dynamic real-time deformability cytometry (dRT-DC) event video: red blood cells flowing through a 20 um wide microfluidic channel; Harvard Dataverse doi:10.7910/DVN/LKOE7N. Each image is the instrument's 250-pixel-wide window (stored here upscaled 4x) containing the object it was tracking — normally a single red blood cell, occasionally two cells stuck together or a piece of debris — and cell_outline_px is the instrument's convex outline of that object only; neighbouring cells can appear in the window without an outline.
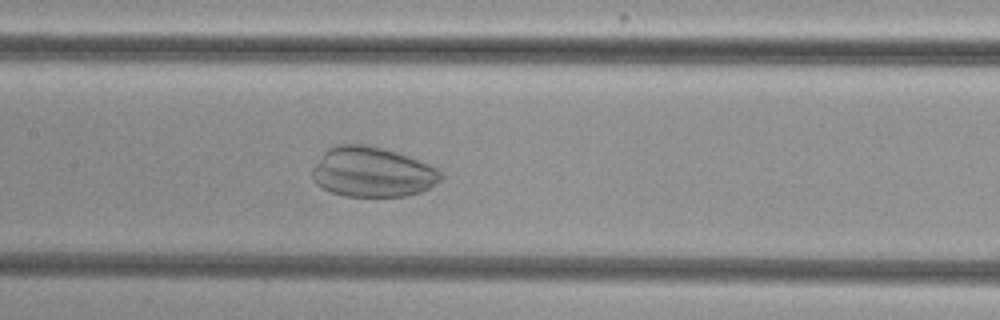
{"species": "common noctule bat (a hibernating species)", "species_latin": "Nyctalus noctula", "temperature_condition": "cold", "stored_images_in_passage": 37, "camera_frame_rate_fps": 3000, "um_per_image_px": 0.085, "animal": {"sex": "female", "body_mass_g": 29.2, "forearm_length_mm": 56.3}, "frame": {"image": 1, "passage_image": 12, "time_ms": 3.667, "image_size_px": [1000, 320], "cell_outline_px": [[444, 176], [440, 180], [428, 188], [420, 192], [408, 196], [344, 196], [332, 192], [316, 184], [312, 180], [312, 168], [324, 152], [328, 148], [340, 144], [364, 144], [384, 148], [408, 156], [428, 164], [436, 168]], "centroid_in_image_um": [31.63, 14.62], "position_along_channel_um": 175.8, "area_um2": 37.4}}
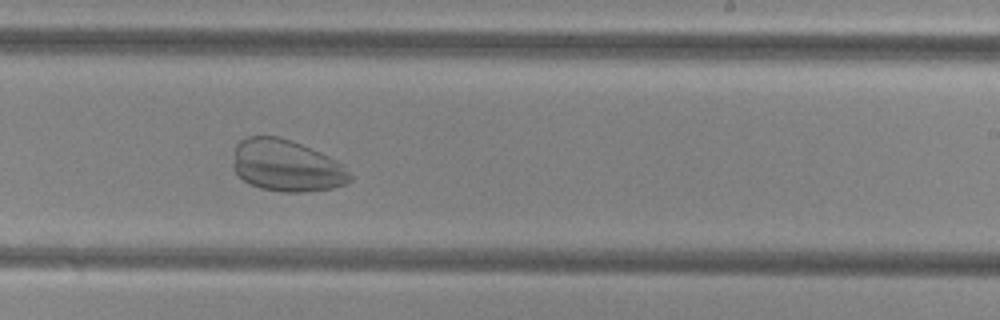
{"frame": {"image": 2, "passage_image": 19, "time_ms": 6.0, "image_size_px": [1000, 320], "cell_outline_px": [[352, 180], [348, 184], [332, 188], [304, 192], [280, 192], [260, 188], [248, 184], [232, 168], [232, 164], [236, 144], [240, 140], [248, 136], [276, 136], [292, 140], [320, 152], [344, 164], [352, 176]], "centroid_in_image_um": [24.36, 14.09], "position_along_channel_um": 264.6, "area_um2": 35.66}}
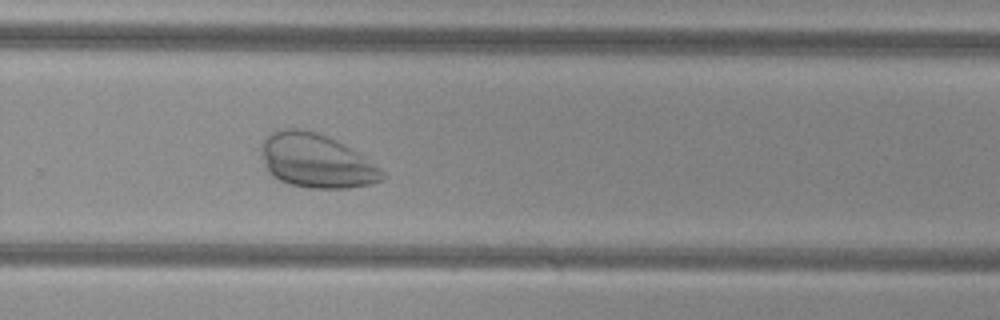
{"frame": {"image": 3, "passage_image": 22, "time_ms": 7.0, "image_size_px": [1000, 320], "cell_outline_px": [[388, 176], [372, 184], [348, 188], [308, 188], [288, 184], [272, 176], [268, 172], [264, 164], [260, 152], [260, 144], [272, 132], [280, 128], [300, 128], [316, 132], [336, 140], [364, 156], [380, 168]], "centroid_in_image_um": [26.86, 13.68], "position_along_channel_um": 302.9, "area_um2": 38.26}}